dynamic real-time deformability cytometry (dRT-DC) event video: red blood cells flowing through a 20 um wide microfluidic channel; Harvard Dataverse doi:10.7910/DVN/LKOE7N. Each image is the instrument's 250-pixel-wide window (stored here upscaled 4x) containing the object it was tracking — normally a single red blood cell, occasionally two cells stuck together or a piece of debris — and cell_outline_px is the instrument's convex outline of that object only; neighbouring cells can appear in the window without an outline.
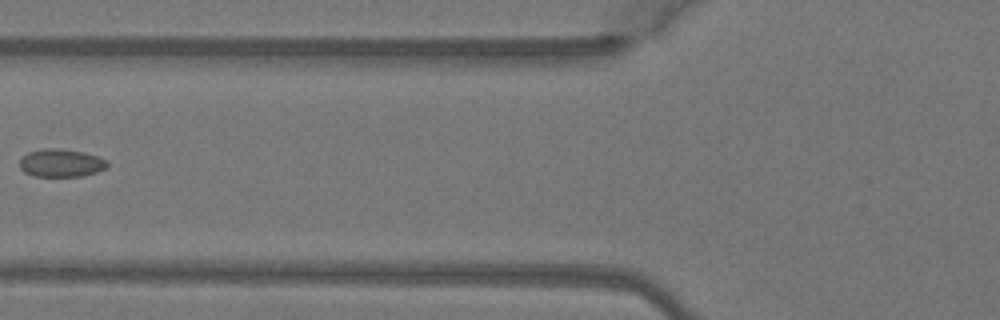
{"species": "Egyptian fruit bat (a non-hibernating species)", "species_latin": "Rousettus aegyptiacus", "temperature_condition": "warm", "stored_images_in_passage": 7, "camera_frame_rate_fps": 3000, "um_per_image_px": 0.085, "animal": {"sex": "female"}, "frame": {"image": 1, "passage_image": 6, "time_ms": 1.667, "image_size_px": [1000, 320], "cell_outline_px": [[108, 168], [96, 172], [80, 176], [32, 176], [24, 172], [20, 168], [20, 160], [28, 152], [44, 148], [56, 148], [84, 152], [108, 160]], "centroid_in_image_um": [5.2, 13.85], "position_along_channel_um": 120.6, "area_um2": 14.28}}
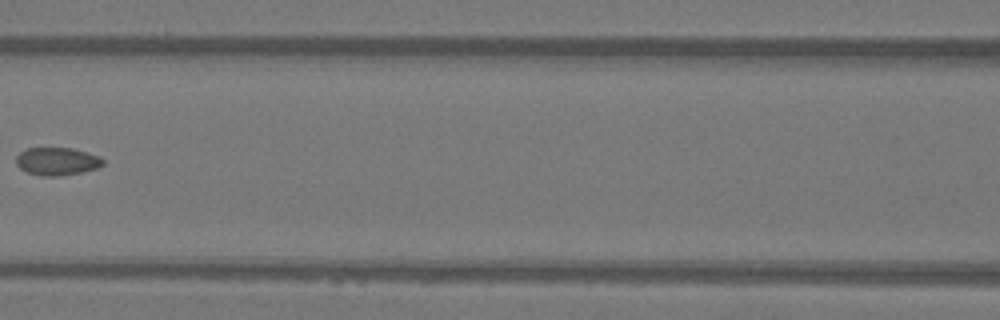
{"frame": {"image": 2, "passage_image": 7, "time_ms": 2.0, "image_size_px": [1000, 320], "cell_outline_px": [[104, 164], [96, 168], [80, 172], [60, 176], [44, 176], [28, 172], [20, 168], [16, 164], [16, 156], [20, 152], [28, 148], [72, 148], [88, 152], [100, 156], [104, 160]], "centroid_in_image_um": [4.86, 13.7], "position_along_channel_um": 161.7, "area_um2": 14.05}}